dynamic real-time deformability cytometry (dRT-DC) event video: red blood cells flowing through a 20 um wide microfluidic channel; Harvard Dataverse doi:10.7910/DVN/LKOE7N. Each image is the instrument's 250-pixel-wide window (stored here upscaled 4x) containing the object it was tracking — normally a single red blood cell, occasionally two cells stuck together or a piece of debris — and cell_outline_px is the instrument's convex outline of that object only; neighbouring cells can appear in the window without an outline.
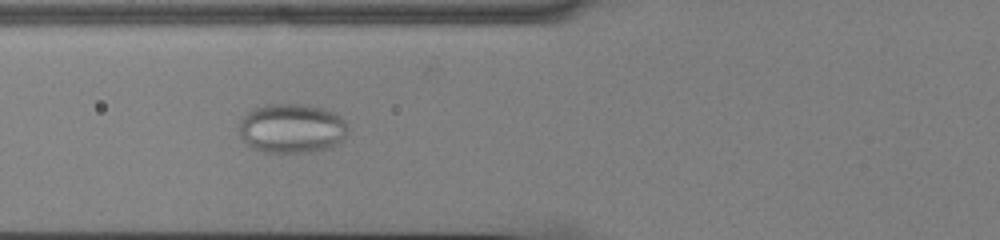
{"species": "common noctule bat (a hibernating species)", "species_latin": "Nyctalus noctula", "temperature_condition": "cold", "stored_images_in_passage": 56, "camera_frame_rate_fps": 3000, "um_per_image_px": 0.085, "animal": {"sex": "male", "body_mass_g": 13.0, "forearm_length_mm": 53.1}, "frame": {"image": 1, "passage_image": 23, "time_ms": 7.333, "image_size_px": [1000, 240], "cell_outline_px": [[348, 132], [332, 148], [312, 152], [264, 152], [252, 148], [240, 136], [240, 124], [244, 116], [252, 108], [264, 104], [304, 104], [324, 108], [340, 116], [344, 120], [348, 128]], "centroid_in_image_um": [24.81, 10.91], "position_along_channel_um": 101.0, "area_um2": 31.44}}
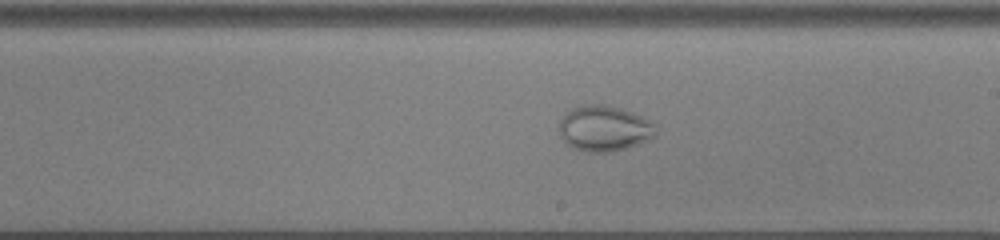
{"frame": {"image": 2, "passage_image": 34, "time_ms": 11.0, "image_size_px": [1000, 240], "cell_outline_px": [[656, 136], [648, 140], [624, 148], [608, 152], [588, 152], [576, 148], [568, 144], [560, 136], [560, 120], [572, 108], [584, 104], [604, 104], [620, 108], [632, 112], [656, 124]], "centroid_in_image_um": [51.37, 10.9], "position_along_channel_um": 237.6, "area_um2": 25.43}}
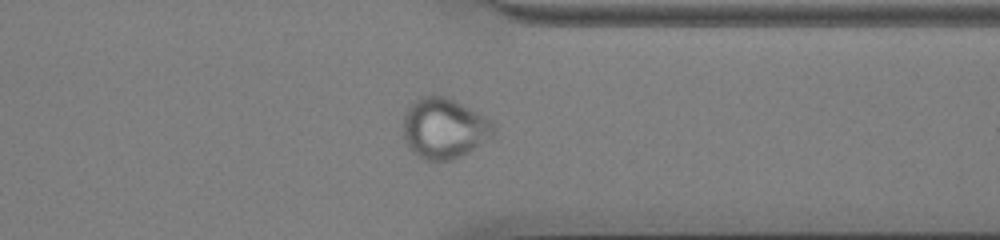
{"frame": {"image": 3, "passage_image": 45, "time_ms": 14.667, "image_size_px": [1000, 240], "cell_outline_px": [[492, 136], [468, 152], [452, 160], [424, 160], [408, 148], [404, 136], [404, 116], [408, 108], [416, 100], [424, 96], [444, 96], [492, 120]], "centroid_in_image_um": [37.72, 10.93], "position_along_channel_um": 373.7, "area_um2": 31.04}}